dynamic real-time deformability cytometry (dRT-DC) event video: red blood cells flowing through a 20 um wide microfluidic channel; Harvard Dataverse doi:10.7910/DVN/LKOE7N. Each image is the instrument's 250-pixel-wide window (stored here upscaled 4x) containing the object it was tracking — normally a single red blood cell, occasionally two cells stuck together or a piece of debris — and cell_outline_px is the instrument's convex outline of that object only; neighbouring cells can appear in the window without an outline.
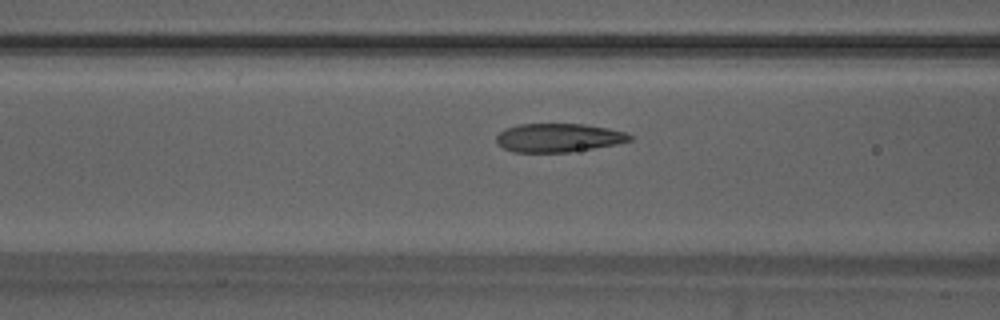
{"species": "Egyptian fruit bat (a non-hibernating species)", "species_latin": "Rousettus aegyptiacus", "temperature_condition": "warm", "stored_images_in_passage": 53, "camera_frame_rate_fps": 3000, "um_per_image_px": 0.085, "animal": {"sex": "male"}, "frame": {"image": 1, "passage_image": 21, "time_ms": 6.667, "image_size_px": [1000, 320], "cell_outline_px": [[632, 140], [616, 144], [568, 152], [512, 152], [496, 144], [496, 136], [504, 128], [520, 124], [584, 124], [608, 128], [624, 132], [632, 136]], "centroid_in_image_um": [47.42, 11.7], "position_along_channel_um": 119.2, "area_um2": 22.2}}
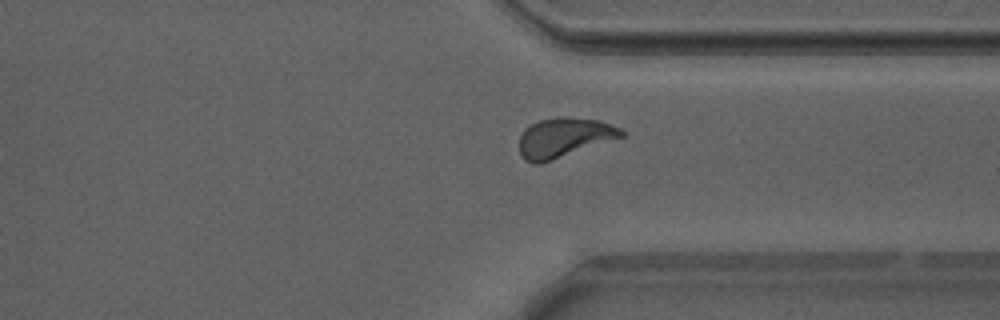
{"frame": {"image": 2, "passage_image": 40, "time_ms": 13.0, "image_size_px": [1000, 320], "cell_outline_px": [[624, 136], [540, 164], [536, 164], [524, 160], [520, 156], [520, 136], [524, 128], [540, 120], [560, 116], [568, 116], [596, 120], [620, 128], [624, 132]], "centroid_in_image_um": [47.9, 11.69], "position_along_channel_um": 363.5, "area_um2": 23.35}}
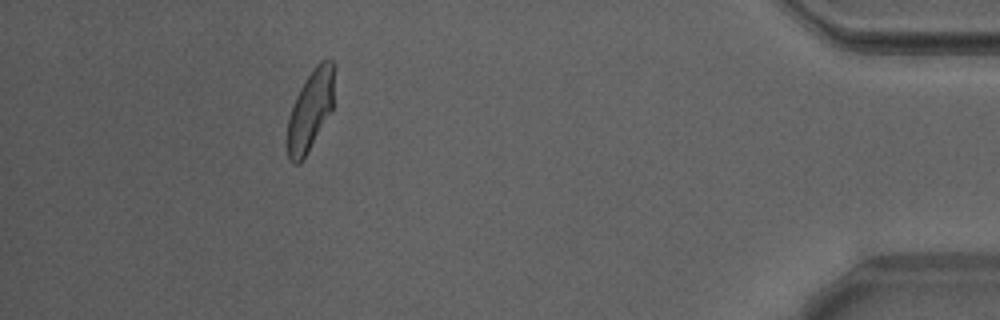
{"frame": {"image": 3, "passage_image": 48, "time_ms": 15.667, "image_size_px": [1000, 320], "cell_outline_px": [[336, 64], [332, 112], [300, 164], [292, 164], [288, 160], [288, 120], [292, 104], [304, 80], [316, 64], [320, 60], [328, 56]], "centroid_in_image_um": [26.43, 9.3], "position_along_channel_um": 408.8, "area_um2": 22.54}, "authors_computed_cell_mechanics": {"area_um2": 22.7732, "velocity_mm_per_s": 3.8622, "shape_relaxation_time_tau1_ms": 4.1231, "shape_relaxation_time_tau2_ms": 0.9561, "deformation_change_tau1": 0.159, "deformation_change_tau2": 0.0689}}